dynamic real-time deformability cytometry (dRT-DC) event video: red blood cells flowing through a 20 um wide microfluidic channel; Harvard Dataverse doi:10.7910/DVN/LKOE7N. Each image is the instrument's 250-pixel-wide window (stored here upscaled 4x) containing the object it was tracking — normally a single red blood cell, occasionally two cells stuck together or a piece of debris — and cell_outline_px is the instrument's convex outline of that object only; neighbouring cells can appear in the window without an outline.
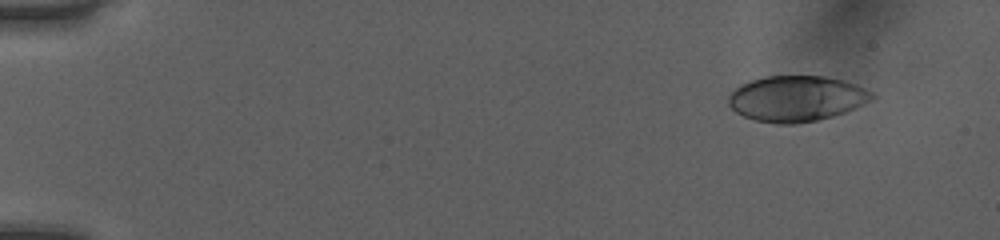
{"species": "human", "species_latin": "Homo sapiens", "temperature_condition": "room temperature", "stored_images_in_passage": 47, "camera_frame_rate_fps": 3000, "um_per_image_px": 0.085, "donor": {"sex": "female"}, "frame": {"image": 1, "passage_image": 1, "time_ms": 0.0, "image_size_px": [1000, 240], "cell_outline_px": [[876, 96], [872, 100], [844, 112], [832, 116], [816, 120], [796, 124], [776, 124], [756, 120], [744, 116], [736, 112], [728, 104], [728, 96], [740, 84], [748, 80], [764, 76], [824, 76], [844, 80], [856, 84], [872, 92]], "centroid_in_image_um": [67.68, 8.37], "position_along_channel_um": 17.3, "area_um2": 38.26}}
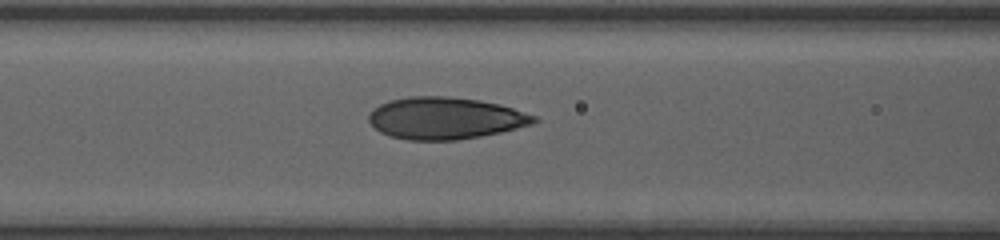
{"frame": {"image": 2, "passage_image": 19, "time_ms": 6.0, "image_size_px": [1000, 240], "cell_outline_px": [[540, 120], [532, 124], [500, 132], [480, 136], [456, 140], [408, 140], [392, 136], [380, 132], [368, 120], [368, 116], [380, 104], [388, 100], [408, 96], [448, 96], [480, 100], [512, 108], [536, 116]], "centroid_in_image_um": [37.84, 10.04], "position_along_channel_um": 128.8, "area_um2": 40.11}}
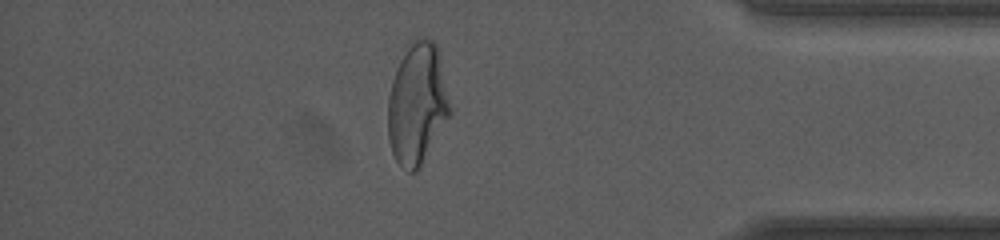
{"frame": {"image": 3, "passage_image": 41, "time_ms": 13.333, "image_size_px": [1000, 240], "cell_outline_px": [[452, 112], [416, 172], [408, 172], [396, 160], [392, 152], [388, 140], [388, 96], [392, 80], [396, 68], [400, 60], [416, 36], [424, 36], [432, 40], [436, 44], [440, 56], [452, 108]], "centroid_in_image_um": [35.47, 8.8], "position_along_channel_um": 399.7, "area_um2": 43.87}, "authors_computed_cell_mechanics": {"area_um2": 39.882, "velocity_mm_per_s": 4.0577, "shape_relaxation_time_tau1_ms": 5.463, "shape_relaxation_time_tau2_ms": 0.7181, "deformation_change_tau1": 0.1928, "deformation_change_tau2": 0.0607}}